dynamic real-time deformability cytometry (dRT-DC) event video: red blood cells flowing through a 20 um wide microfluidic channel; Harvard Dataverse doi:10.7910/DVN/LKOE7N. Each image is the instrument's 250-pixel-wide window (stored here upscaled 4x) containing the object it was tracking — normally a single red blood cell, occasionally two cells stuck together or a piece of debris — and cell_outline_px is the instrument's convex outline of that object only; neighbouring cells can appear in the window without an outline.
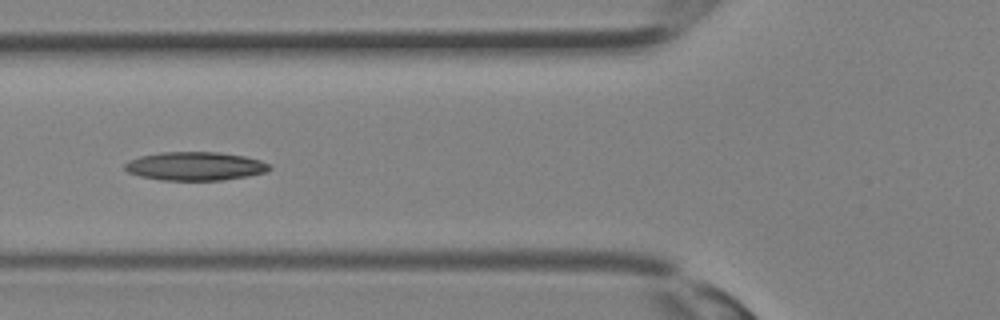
{"species": "Egyptian fruit bat (a non-hibernating species)", "species_latin": "Rousettus aegyptiacus", "temperature_condition": "room temperature", "stored_images_in_passage": 29, "camera_frame_rate_fps": 3000, "um_per_image_px": 0.085, "animal": {"sex": "female"}, "frame": {"image": 1, "passage_image": 9, "time_ms": 2.667, "image_size_px": [1000, 320], "cell_outline_px": [[272, 168], [264, 172], [248, 176], [220, 180], [160, 180], [140, 176], [128, 172], [124, 168], [124, 164], [128, 160], [140, 156], [160, 152], [220, 152], [244, 156], [260, 160], [272, 164]], "centroid_in_image_um": [16.58, 14.12], "position_along_channel_um": 109.2, "area_um2": 24.16}}
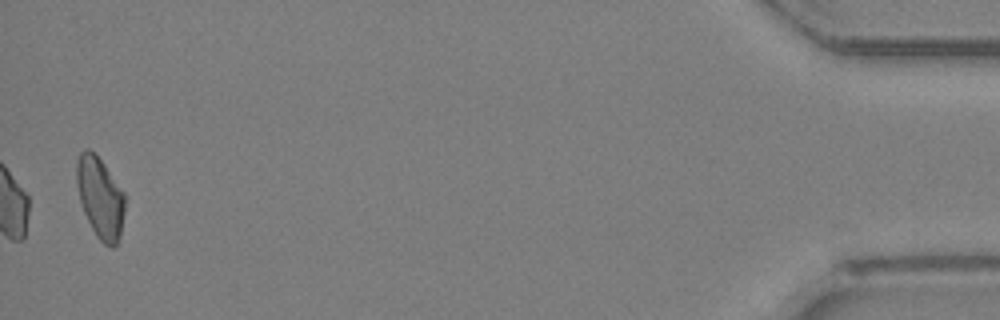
{"frame": {"image": 2, "passage_image": 29, "time_ms": 9.333, "image_size_px": [1000, 320], "cell_outline_px": [[124, 212], [120, 240], [112, 248], [104, 244], [96, 236], [84, 212], [80, 200], [76, 184], [76, 160], [80, 152], [84, 148], [88, 148], [104, 164], [124, 192]], "centroid_in_image_um": [8.51, 16.8], "position_along_channel_um": 426.7, "area_um2": 22.77}}